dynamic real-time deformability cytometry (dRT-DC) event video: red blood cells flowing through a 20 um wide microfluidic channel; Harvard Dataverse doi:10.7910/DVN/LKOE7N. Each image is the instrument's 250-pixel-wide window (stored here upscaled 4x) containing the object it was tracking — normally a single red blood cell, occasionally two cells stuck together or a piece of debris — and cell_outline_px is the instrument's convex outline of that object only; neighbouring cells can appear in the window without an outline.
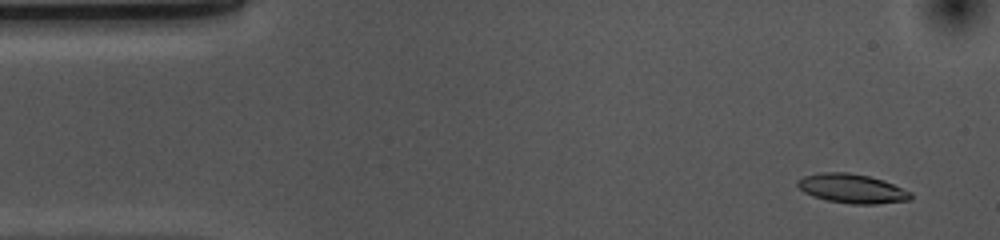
{"species": "common noctule bat (a hibernating species)", "species_latin": "Nyctalus noctula", "temperature_condition": "cold", "stored_images_in_passage": 48, "camera_frame_rate_fps": 3000, "um_per_image_px": 0.085, "animal": {"sex": "female", "body_mass_g": 10.0, "forearm_length_mm": 53.1}, "frame": {"image": 1, "passage_image": 1, "time_ms": 0.0, "image_size_px": [1000, 240], "cell_outline_px": [[912, 196], [908, 200], [876, 204], [852, 204], [828, 200], [812, 196], [804, 192], [796, 184], [796, 180], [804, 176], [820, 172], [848, 172], [868, 176], [884, 180], [912, 192]], "centroid_in_image_um": [72.41, 16.02], "position_along_channel_um": 12.6, "area_um2": 19.25}}
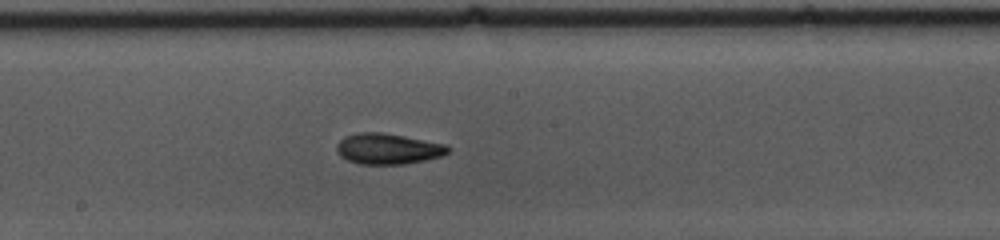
{"frame": {"image": 2, "passage_image": 25, "time_ms": 8.0, "image_size_px": [1000, 240], "cell_outline_px": [[452, 148], [448, 152], [440, 156], [424, 160], [404, 164], [360, 164], [348, 160], [340, 156], [336, 152], [336, 144], [344, 136], [360, 132], [384, 132], [448, 144]], "centroid_in_image_um": [32.98, 12.63], "position_along_channel_um": 215.2, "area_um2": 20.17}}
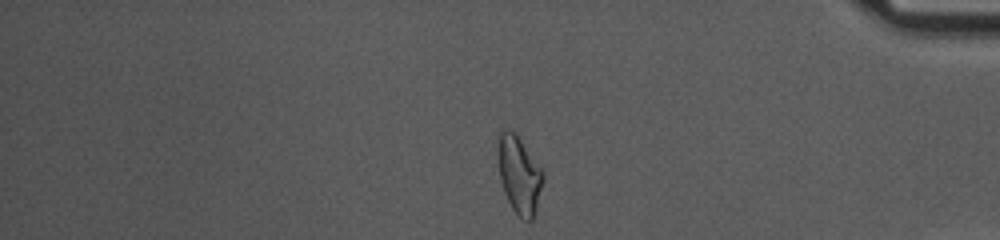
{"frame": {"image": 3, "passage_image": 42, "time_ms": 13.667, "image_size_px": [1000, 240], "cell_outline_px": [[544, 180], [536, 216], [532, 220], [524, 220], [512, 208], [504, 192], [500, 180], [496, 152], [500, 128], [512, 128], [516, 132], [544, 172]], "centroid_in_image_um": [44.13, 14.8], "position_along_channel_um": 391.1, "area_um2": 21.1}, "authors_computed_cell_mechanics": {"area_um2": 19.5075, "velocity_mm_per_s": 3.6665, "shape_relaxation_time_tau1_ms": 3.8117, "shape_relaxation_time_tau2_ms": 3.0315, "deformation_change_tau1": 0.1515, "deformation_change_tau2": 0.0981}}